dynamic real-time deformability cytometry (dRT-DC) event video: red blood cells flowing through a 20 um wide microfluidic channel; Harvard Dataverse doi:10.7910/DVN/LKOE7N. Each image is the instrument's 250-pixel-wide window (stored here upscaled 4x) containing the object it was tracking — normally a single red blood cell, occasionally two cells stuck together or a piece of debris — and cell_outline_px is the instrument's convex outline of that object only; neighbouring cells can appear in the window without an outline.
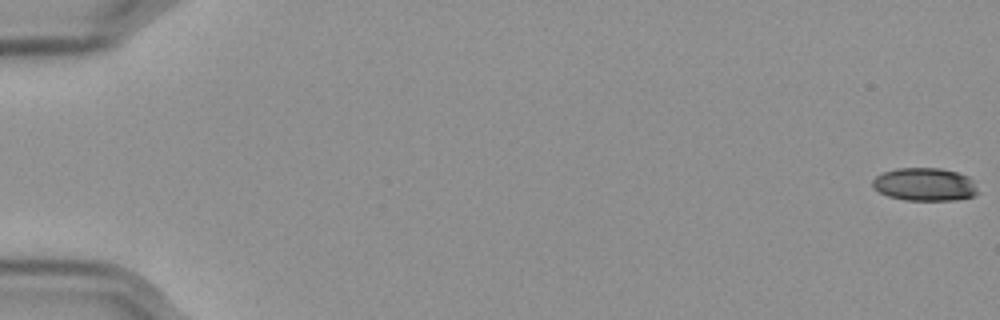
{"species": "Egyptian fruit bat (a non-hibernating species)", "species_latin": "Rousettus aegyptiacus", "temperature_condition": "cold", "stored_images_in_passage": 58, "camera_frame_rate_fps": 3000, "um_per_image_px": 0.085, "frame": {"image": 1, "passage_image": 1, "time_ms": 0.0, "image_size_px": [1000, 320], "cell_outline_px": [[976, 192], [972, 196], [956, 200], [904, 200], [888, 196], [880, 192], [872, 184], [872, 180], [876, 176], [884, 172], [896, 168], [940, 168], [956, 172], [968, 176], [972, 180]], "centroid_in_image_um": [78.57, 15.67], "position_along_channel_um": 6.4, "area_um2": 20.0}}
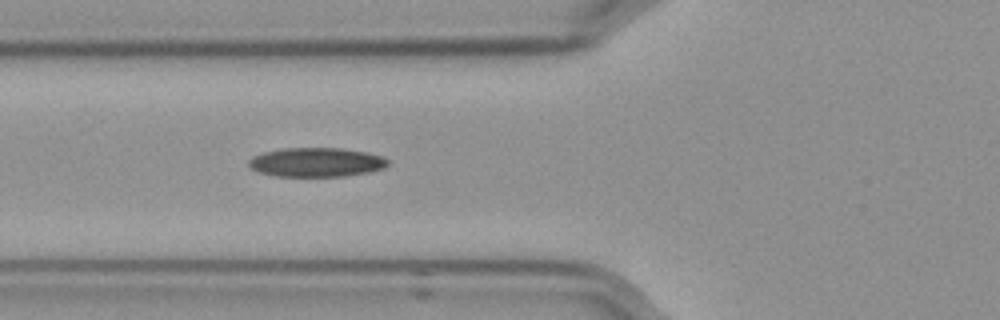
{"frame": {"image": 2, "passage_image": 23, "time_ms": 7.333, "image_size_px": [1000, 320], "cell_outline_px": [[388, 164], [384, 168], [368, 172], [344, 176], [276, 176], [260, 172], [252, 168], [248, 164], [248, 160], [252, 156], [264, 152], [284, 148], [340, 148], [368, 152], [380, 156], [388, 160]], "centroid_in_image_um": [26.88, 13.78], "position_along_channel_um": 98.9, "area_um2": 23.52}}
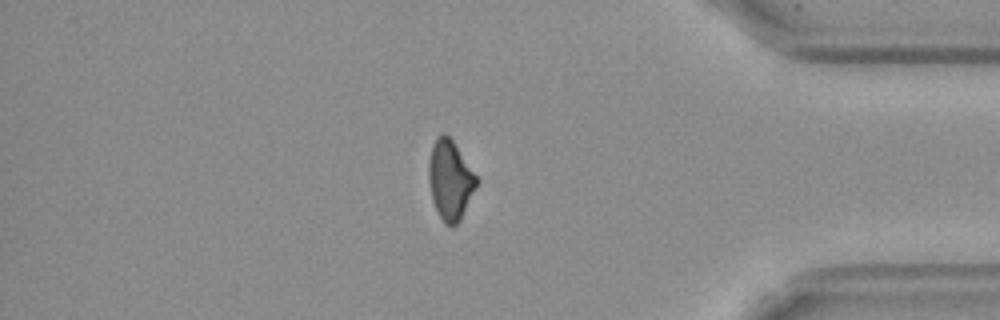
{"frame": {"image": 3, "passage_image": 50, "time_ms": 16.333, "image_size_px": [1000, 320], "cell_outline_px": [[480, 180], [460, 220], [456, 224], [444, 224], [432, 200], [428, 180], [428, 164], [432, 144], [436, 136], [444, 132], [452, 140]], "centroid_in_image_um": [38.26, 15.27], "position_along_channel_um": 396.9, "area_um2": 22.14}, "authors_computed_cell_mechanics": {"area_um2": 22.7732, "velocity_mm_per_s": 3.5857, "shape_relaxation_time_tau1_ms": 7.3318, "shape_relaxation_time_tau2_ms": 8.1103, "deformation_change_tau1": 0.1694, "deformation_change_tau2": 0.1635}}